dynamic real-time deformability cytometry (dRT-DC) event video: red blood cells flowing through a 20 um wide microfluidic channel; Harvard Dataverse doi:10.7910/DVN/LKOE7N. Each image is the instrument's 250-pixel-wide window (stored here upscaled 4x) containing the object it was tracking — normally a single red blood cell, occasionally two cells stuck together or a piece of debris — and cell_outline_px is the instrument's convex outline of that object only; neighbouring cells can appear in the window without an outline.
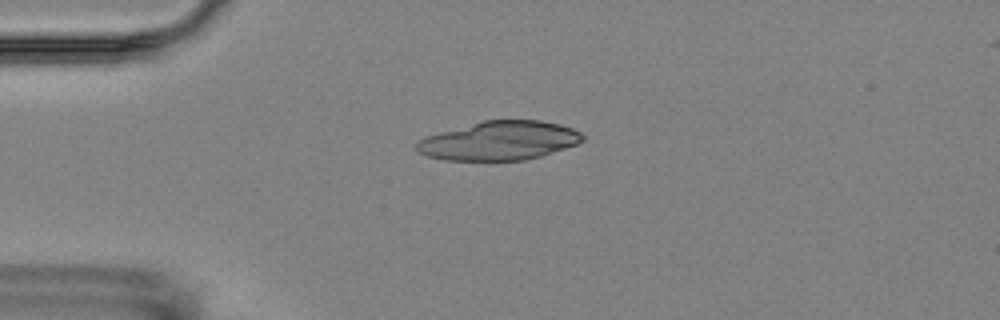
{"species": "Egyptian fruit bat (a non-hibernating species)", "species_latin": "Rousettus aegyptiacus", "temperature_condition": "room temperature", "stored_images_in_passage": 4, "camera_frame_rate_fps": 3000, "um_per_image_px": 0.085, "animal": {"sex": "female"}, "frame": {"image": 1, "passage_image": 3, "time_ms": 2.333, "image_size_px": [1000, 320], "cell_outline_px": [[584, 140], [576, 144], [540, 156], [524, 160], [444, 160], [428, 156], [416, 152], [416, 144], [420, 140], [428, 136], [484, 120], [540, 120], [560, 124], [572, 128], [580, 132], [584, 136]], "centroid_in_image_um": [42.46, 11.96], "position_along_channel_um": 42.5, "area_um2": 37.22}}